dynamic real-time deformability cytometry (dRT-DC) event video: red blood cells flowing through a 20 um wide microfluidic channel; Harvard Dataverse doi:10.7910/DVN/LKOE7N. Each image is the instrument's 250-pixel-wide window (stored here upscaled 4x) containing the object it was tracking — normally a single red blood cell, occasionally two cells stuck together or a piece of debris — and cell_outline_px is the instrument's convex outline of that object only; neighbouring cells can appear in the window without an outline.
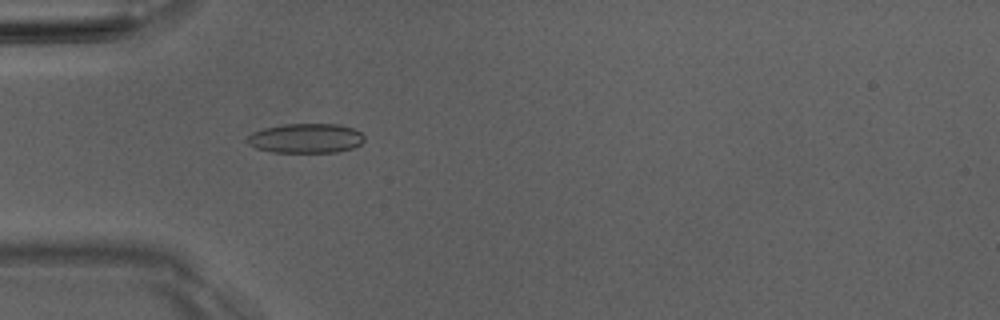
{"species": "Egyptian fruit bat (a non-hibernating species)", "species_latin": "Rousettus aegyptiacus", "temperature_condition": "room temperature", "stored_images_in_passage": 6, "camera_frame_rate_fps": 3000, "um_per_image_px": 0.085, "animal": {"sex": "male"}, "frame": {"image": 1, "passage_image": 6, "time_ms": 6.667, "image_size_px": [1000, 320], "cell_outline_px": [[364, 140], [360, 144], [352, 148], [336, 152], [272, 152], [256, 148], [248, 144], [244, 140], [252, 132], [264, 128], [284, 124], [336, 124], [352, 128], [360, 132], [364, 136]], "centroid_in_image_um": [25.96, 11.75], "position_along_channel_um": 59.0, "area_um2": 20.17}}